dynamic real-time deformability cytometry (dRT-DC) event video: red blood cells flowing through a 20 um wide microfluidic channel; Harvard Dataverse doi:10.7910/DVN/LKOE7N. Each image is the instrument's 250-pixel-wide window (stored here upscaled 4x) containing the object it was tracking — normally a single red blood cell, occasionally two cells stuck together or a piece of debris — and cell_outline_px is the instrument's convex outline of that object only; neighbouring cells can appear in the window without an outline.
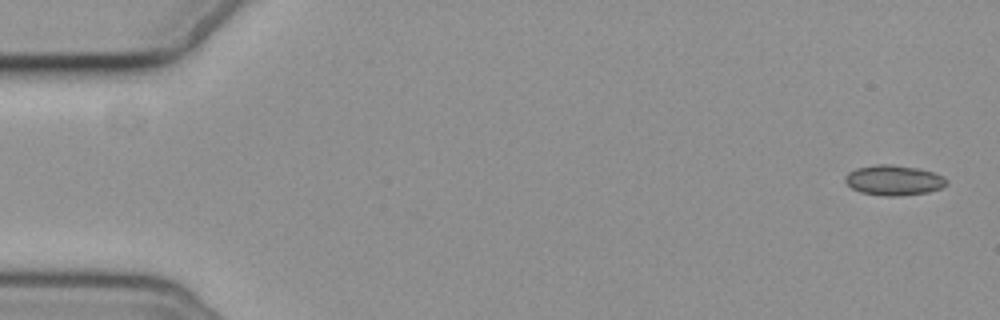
{"species": "common noctule bat (a hibernating species)", "species_latin": "Nyctalus noctula", "temperature_condition": "cold", "stored_images_in_passage": 15, "camera_frame_rate_fps": 3000, "um_per_image_px": 0.085, "animal": {"sex": "female", "body_mass_g": 19.3, "forearm_length_mm": 54.1}, "frame": {"image": 1, "passage_image": 1, "time_ms": 0.0, "image_size_px": [1000, 320], "cell_outline_px": [[948, 184], [940, 188], [928, 192], [900, 196], [884, 196], [860, 192], [852, 188], [844, 180], [844, 176], [848, 172], [856, 168], [876, 164], [892, 164], [920, 168], [944, 176], [948, 180]], "centroid_in_image_um": [75.98, 15.31], "position_along_channel_um": 9.0, "area_um2": 18.03}}
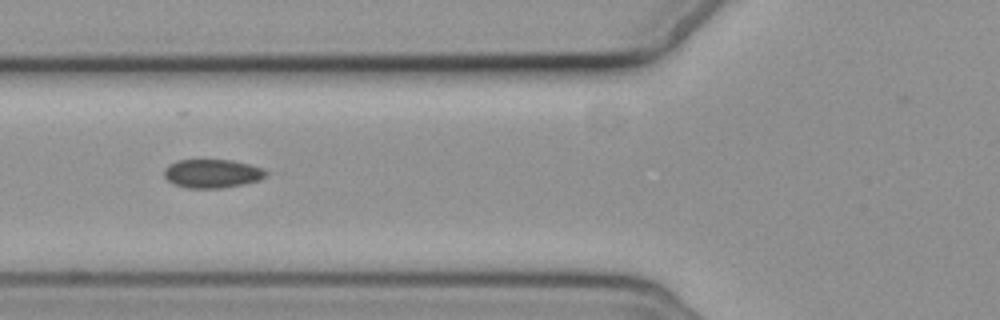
{"frame": {"image": 2, "passage_image": 6, "time_ms": 6.667, "image_size_px": [1000, 320], "cell_outline_px": [[268, 172], [260, 180], [244, 184], [220, 188], [184, 188], [168, 180], [164, 176], [164, 168], [168, 164], [176, 160], [232, 160], [264, 168]], "centroid_in_image_um": [18.03, 14.75], "position_along_channel_um": 107.8, "area_um2": 17.05}}
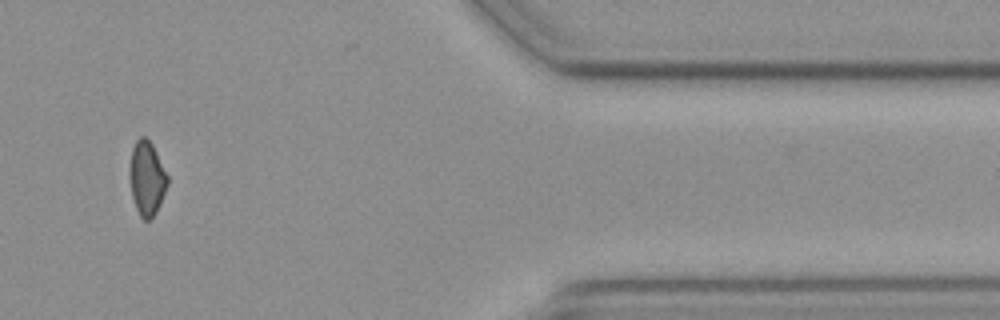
{"frame": {"image": 3, "passage_image": 13, "time_ms": 15.667, "image_size_px": [1000, 320], "cell_outline_px": [[168, 184], [160, 204], [156, 212], [148, 220], [144, 220], [140, 216], [136, 208], [132, 196], [132, 148], [136, 140], [140, 136], [144, 136], [152, 144], [168, 176]], "centroid_in_image_um": [12.52, 15.16], "position_along_channel_um": 398.9, "area_um2": 15.66}, "authors_computed_cell_mechanics": {"area_um2": 16.9354, "velocity_mm_per_s": 3.6563, "shape_relaxation_time_tau1_ms": 2.0965, "shape_relaxation_time_tau2_ms": null, "deformation_change_tau1": 0.0382, "deformation_change_tau2": null}}